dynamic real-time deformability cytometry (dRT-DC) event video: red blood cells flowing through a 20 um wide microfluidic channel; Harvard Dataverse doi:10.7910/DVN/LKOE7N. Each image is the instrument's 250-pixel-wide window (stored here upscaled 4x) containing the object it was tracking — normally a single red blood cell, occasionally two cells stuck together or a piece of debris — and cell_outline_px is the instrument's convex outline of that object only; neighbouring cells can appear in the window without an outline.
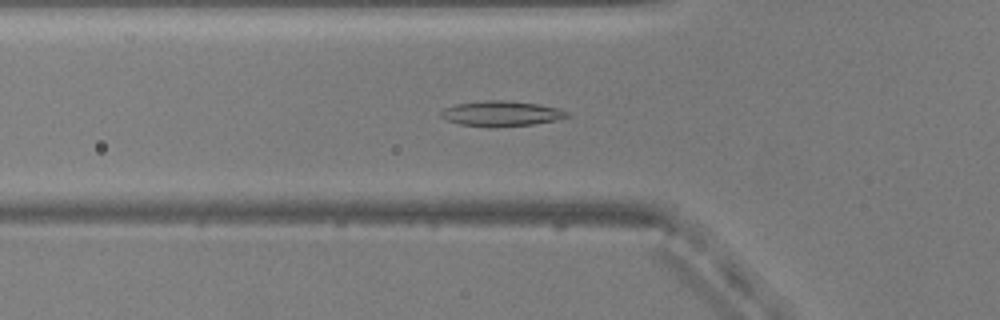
{"species": "common noctule bat (a hibernating species)", "species_latin": "Nyctalus noctula", "temperature_condition": "warm", "stored_images_in_passage": 39, "camera_frame_rate_fps": 3000, "um_per_image_px": 0.085, "animal": {"sex": "male", "body_mass_g": 20.5, "forearm_length_mm": 52.5}, "frame": {"image": 1, "passage_image": 4, "time_ms": 1.0, "image_size_px": [1000, 320], "cell_outline_px": [[572, 116], [556, 120], [532, 124], [496, 128], [460, 124], [448, 120], [440, 116], [440, 112], [444, 108], [456, 104], [484, 100], [504, 100], [536, 104], [556, 108], [572, 112]], "centroid_in_image_um": [42.63, 9.66], "position_along_channel_um": 83.2, "area_um2": 18.67}}
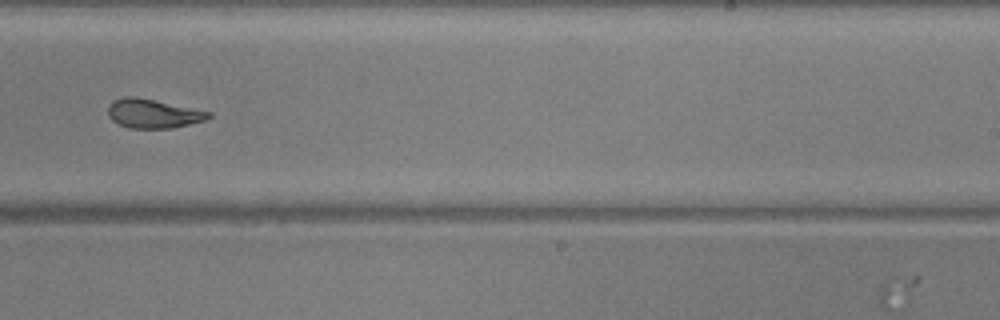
{"frame": {"image": 2, "passage_image": 19, "time_ms": 6.0, "image_size_px": [1000, 320], "cell_outline_px": [[212, 116], [204, 120], [172, 128], [128, 128], [112, 120], [108, 116], [108, 104], [112, 100], [124, 96], [136, 96], [212, 112]], "centroid_in_image_um": [12.98, 9.64], "position_along_channel_um": 276.0, "area_um2": 17.05}}
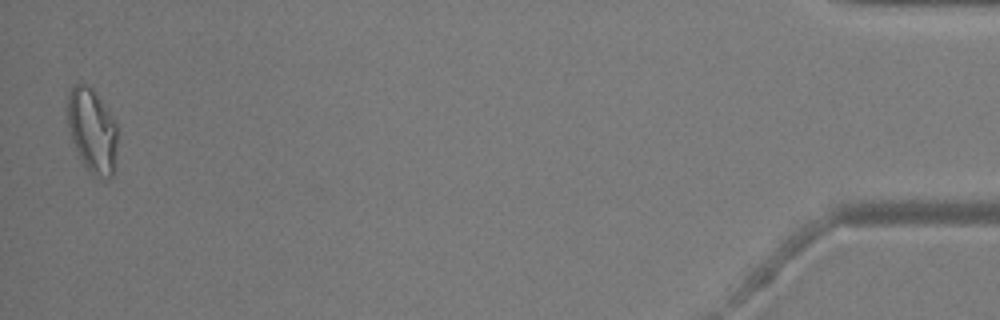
{"frame": {"image": 3, "passage_image": 38, "time_ms": 12.333, "image_size_px": [1000, 320], "cell_outline_px": [[116, 144], [112, 176], [108, 180], [96, 176], [84, 164], [72, 140], [64, 108], [68, 92], [72, 84], [84, 84], [92, 88], [116, 124]], "centroid_in_image_um": [7.77, 11.04], "position_along_channel_um": 427.4, "area_um2": 24.22}, "authors_computed_cell_mechanics": {"area_um2": 18.4382, "velocity_mm_per_s": 3.8322, "shape_relaxation_time_tau1_ms": 7.8785, "shape_relaxation_time_tau2_ms": 2.6131, "deformation_change_tau1": 0.1902, "deformation_change_tau2": 0.0984}}